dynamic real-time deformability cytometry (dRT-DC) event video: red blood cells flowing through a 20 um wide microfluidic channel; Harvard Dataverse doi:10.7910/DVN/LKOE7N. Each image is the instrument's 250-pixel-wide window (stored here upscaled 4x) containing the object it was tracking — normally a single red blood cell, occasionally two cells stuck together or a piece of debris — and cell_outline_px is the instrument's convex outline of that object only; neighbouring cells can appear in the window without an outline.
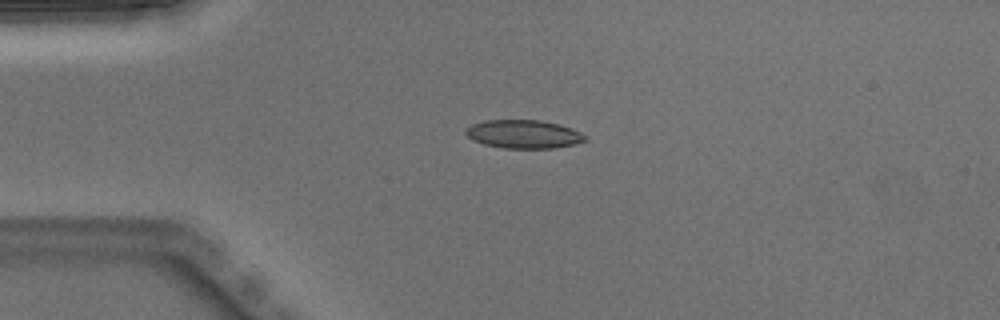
{"species": "Egyptian fruit bat (a non-hibernating species)", "species_latin": "Rousettus aegyptiacus", "temperature_condition": "warm", "stored_images_in_passage": 2, "camera_frame_rate_fps": 3000, "um_per_image_px": 0.085, "animal": {"sex": "male"}, "frame": {"image": 1, "passage_image": 2, "time_ms": 0.333, "image_size_px": [1000, 320], "cell_outline_px": [[588, 140], [576, 144], [552, 148], [504, 148], [484, 144], [472, 140], [464, 132], [464, 128], [472, 124], [484, 120], [540, 120], [560, 124], [572, 128], [588, 136]], "centroid_in_image_um": [44.52, 11.4], "position_along_channel_um": 40.5, "area_um2": 20.0}}